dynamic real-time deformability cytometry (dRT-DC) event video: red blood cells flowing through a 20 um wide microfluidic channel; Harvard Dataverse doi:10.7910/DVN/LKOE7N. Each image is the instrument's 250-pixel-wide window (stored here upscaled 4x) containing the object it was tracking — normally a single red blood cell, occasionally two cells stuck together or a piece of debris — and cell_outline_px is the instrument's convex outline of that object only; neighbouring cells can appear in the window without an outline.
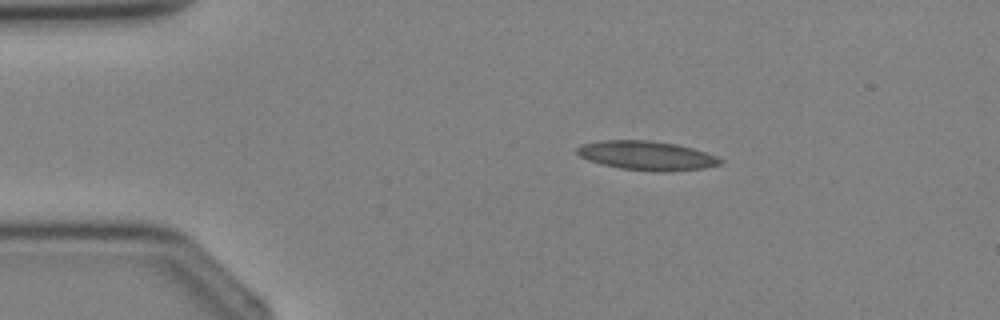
{"species": "Egyptian fruit bat (a non-hibernating species)", "species_latin": "Rousettus aegyptiacus", "temperature_condition": "cold", "stored_images_in_passage": 3, "camera_frame_rate_fps": 3000, "um_per_image_px": 0.085, "animal": {"sex": "female"}, "frame": {"image": 1, "passage_image": 2, "time_ms": 1.333, "image_size_px": [1000, 320], "cell_outline_px": [[724, 160], [720, 164], [704, 168], [620, 168], [600, 164], [588, 160], [580, 156], [576, 152], [576, 148], [580, 144], [600, 140], [652, 140], [676, 144], [692, 148], [716, 156]], "centroid_in_image_um": [54.86, 13.15], "position_along_channel_um": 30.1, "area_um2": 23.12}}